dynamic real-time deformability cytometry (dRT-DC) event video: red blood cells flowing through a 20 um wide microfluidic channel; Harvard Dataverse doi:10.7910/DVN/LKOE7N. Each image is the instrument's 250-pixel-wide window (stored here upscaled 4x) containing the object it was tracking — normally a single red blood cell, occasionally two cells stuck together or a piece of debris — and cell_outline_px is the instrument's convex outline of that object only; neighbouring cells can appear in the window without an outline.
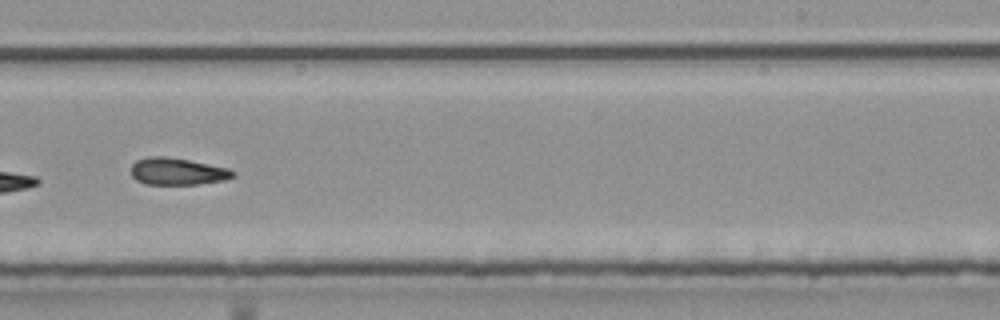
{"species": "common noctule bat (a hibernating species)", "species_latin": "Nyctalus noctula", "temperature_condition": "room temperature", "stored_images_in_passage": 6, "camera_frame_rate_fps": 3000, "um_per_image_px": 0.085, "animal": {"sex": "male", "body_mass_g": 20.4}, "frame": {"image": 1, "passage_image": 6, "time_ms": 1.667, "image_size_px": [1000, 320], "cell_outline_px": [[236, 176], [224, 180], [196, 184], [144, 184], [136, 180], [132, 176], [132, 164], [136, 160], [148, 156], [164, 156], [188, 160], [228, 168], [236, 172]], "centroid_in_image_um": [15.07, 14.57], "position_along_channel_um": 273.9, "area_um2": 16.01}}